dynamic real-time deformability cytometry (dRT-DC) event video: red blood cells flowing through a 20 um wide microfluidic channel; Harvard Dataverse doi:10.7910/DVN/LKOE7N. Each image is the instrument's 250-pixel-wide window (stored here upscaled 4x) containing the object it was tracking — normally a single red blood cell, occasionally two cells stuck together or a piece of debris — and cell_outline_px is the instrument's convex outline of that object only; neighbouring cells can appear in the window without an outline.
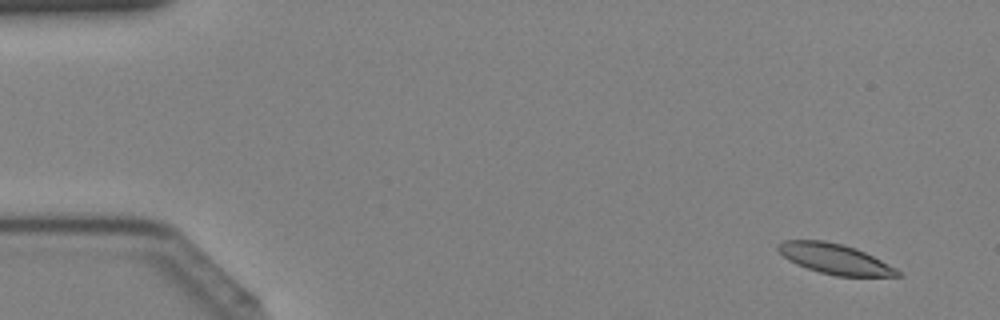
{"species": "Egyptian fruit bat (a non-hibernating species)", "species_latin": "Rousettus aegyptiacus", "temperature_condition": "cold", "stored_images_in_passage": 43, "camera_frame_rate_fps": 3000, "um_per_image_px": 0.085, "animal": {"sex": "female"}, "frame": {"image": 1, "passage_image": 3, "time_ms": 0.667, "image_size_px": [1000, 320], "cell_outline_px": [[900, 276], [836, 276], [820, 272], [796, 264], [788, 260], [776, 248], [776, 244], [784, 240], [824, 240], [856, 248], [896, 268], [900, 272]], "centroid_in_image_um": [70.92, 22.0], "position_along_channel_um": 14.1, "area_um2": 20.81}}
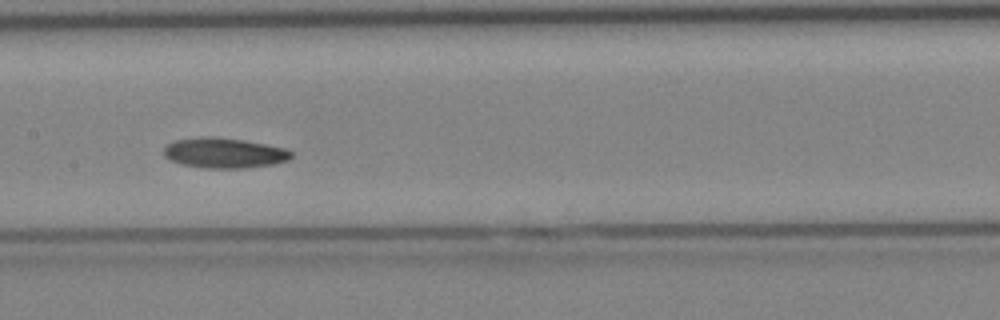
{"frame": {"image": 2, "passage_image": 22, "time_ms": 7.0, "image_size_px": [1000, 320], "cell_outline_px": [[292, 156], [288, 160], [272, 164], [244, 168], [208, 168], [184, 164], [172, 160], [164, 156], [164, 144], [172, 140], [204, 136], [208, 136], [244, 140], [284, 148], [292, 152]], "centroid_in_image_um": [19.02, 12.98], "position_along_channel_um": 188.4, "area_um2": 22.31}}
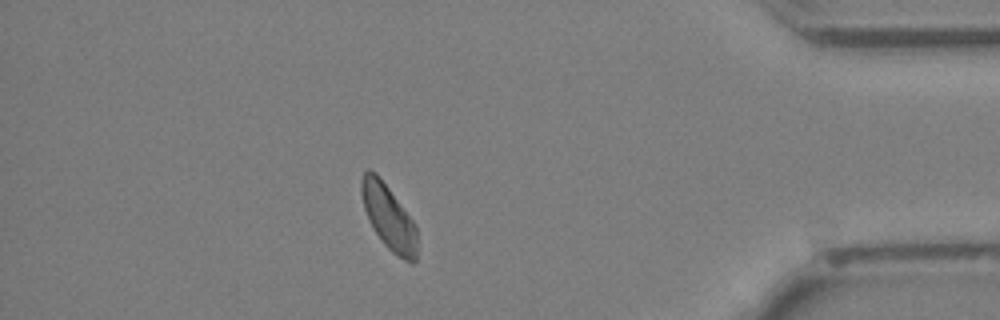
{"frame": {"image": 3, "passage_image": 38, "time_ms": 12.333, "image_size_px": [1000, 320], "cell_outline_px": [[416, 260], [412, 264], [404, 260], [392, 252], [384, 244], [376, 232], [364, 208], [360, 188], [360, 180], [364, 172], [368, 168], [376, 172], [416, 224]], "centroid_in_image_um": [33.03, 18.44], "position_along_channel_um": 402.2, "area_um2": 20.75}}